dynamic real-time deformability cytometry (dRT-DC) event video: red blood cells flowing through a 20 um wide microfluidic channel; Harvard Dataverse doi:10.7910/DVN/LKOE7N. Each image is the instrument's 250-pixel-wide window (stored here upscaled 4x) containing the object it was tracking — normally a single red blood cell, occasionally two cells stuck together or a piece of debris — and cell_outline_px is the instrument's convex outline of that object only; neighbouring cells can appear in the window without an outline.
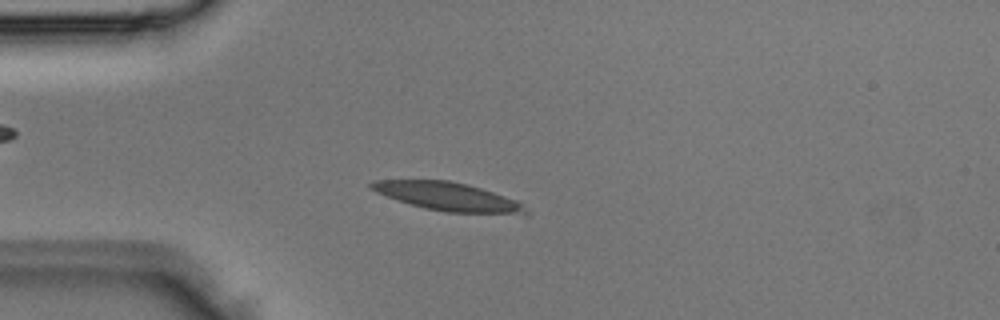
{"species": "Egyptian fruit bat (a non-hibernating species)", "species_latin": "Rousettus aegyptiacus", "temperature_condition": "room temperature", "stored_images_in_passage": 2, "camera_frame_rate_fps": 3000, "um_per_image_px": 0.085, "animal": {"sex": "male"}, "frame": {"image": 1, "passage_image": 2, "time_ms": 0.333, "image_size_px": [1000, 320], "cell_outline_px": [[528, 216], [524, 216], [448, 212], [424, 208], [376, 192], [368, 184], [376, 180], [448, 180], [468, 184], [520, 200], [528, 212]], "centroid_in_image_um": [38.26, 16.74], "position_along_channel_um": 46.7, "area_um2": 25.89}}